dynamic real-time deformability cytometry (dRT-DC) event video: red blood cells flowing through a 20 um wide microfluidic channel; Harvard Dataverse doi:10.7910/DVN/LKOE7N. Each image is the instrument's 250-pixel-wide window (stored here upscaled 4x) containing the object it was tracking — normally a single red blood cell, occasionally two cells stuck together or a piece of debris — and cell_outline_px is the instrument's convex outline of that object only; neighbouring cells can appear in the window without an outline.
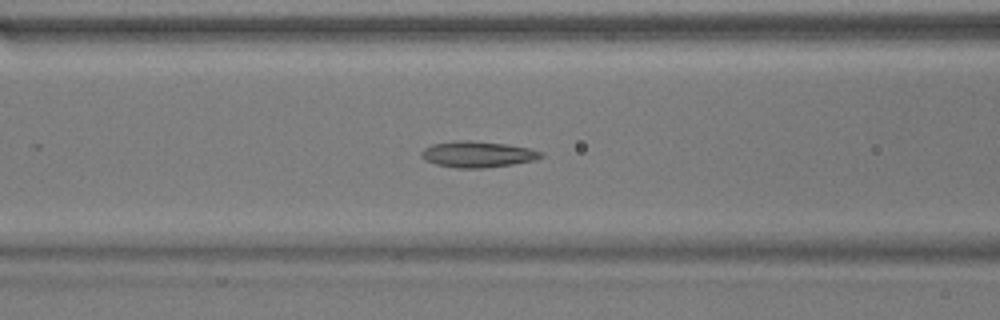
{"species": "common noctule bat (a hibernating species)", "species_latin": "Nyctalus noctula", "temperature_condition": "warm", "stored_images_in_passage": 25, "camera_frame_rate_fps": 3000, "um_per_image_px": 0.085, "animal": {"sex": "male", "body_mass_g": 17.9}, "frame": {"image": 1, "passage_image": 14, "time_ms": 4.333, "image_size_px": [1000, 320], "cell_outline_px": [[544, 156], [536, 160], [512, 164], [484, 168], [456, 168], [436, 164], [424, 160], [420, 156], [420, 152], [424, 148], [432, 144], [464, 140], [472, 140], [508, 144], [528, 148], [544, 152]], "centroid_in_image_um": [40.6, 13.11], "position_along_channel_um": 126.0, "area_um2": 18.32}}
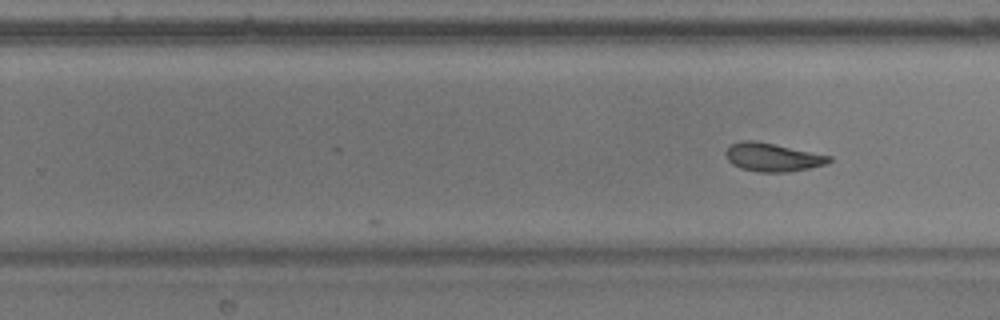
{"frame": {"image": 2, "passage_image": 25, "time_ms": 8.0, "image_size_px": [1000, 320], "cell_outline_px": [[832, 160], [828, 164], [788, 172], [756, 172], [740, 168], [732, 164], [728, 160], [724, 152], [732, 144], [740, 140], [756, 140], [832, 156]], "centroid_in_image_um": [65.66, 13.36], "position_along_channel_um": 264.1, "area_um2": 17.22}}